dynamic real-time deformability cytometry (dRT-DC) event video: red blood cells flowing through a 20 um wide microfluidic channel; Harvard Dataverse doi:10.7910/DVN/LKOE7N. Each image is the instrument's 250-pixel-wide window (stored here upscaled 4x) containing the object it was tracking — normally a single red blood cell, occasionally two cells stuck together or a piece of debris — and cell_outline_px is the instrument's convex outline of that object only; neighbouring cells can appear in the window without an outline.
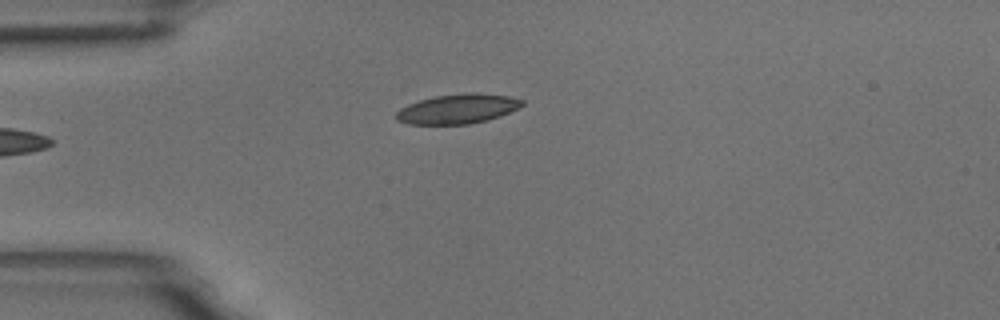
{"species": "common noctule bat (a hibernating species)", "species_latin": "Nyctalus noctula", "temperature_condition": "room temperature", "stored_images_in_passage": 6, "camera_frame_rate_fps": 3000, "um_per_image_px": 0.085, "animal": {"sex": "male", "body_mass_g": 18.8}, "frame": {"image": 1, "passage_image": 6, "time_ms": 6.0, "image_size_px": [1000, 320], "cell_outline_px": [[524, 104], [500, 116], [488, 120], [468, 124], [408, 124], [396, 120], [396, 112], [400, 108], [408, 104], [420, 100], [436, 96], [472, 92], [476, 92], [508, 96], [524, 100]], "centroid_in_image_um": [38.89, 9.25], "position_along_channel_um": 46.1, "area_um2": 21.62}}